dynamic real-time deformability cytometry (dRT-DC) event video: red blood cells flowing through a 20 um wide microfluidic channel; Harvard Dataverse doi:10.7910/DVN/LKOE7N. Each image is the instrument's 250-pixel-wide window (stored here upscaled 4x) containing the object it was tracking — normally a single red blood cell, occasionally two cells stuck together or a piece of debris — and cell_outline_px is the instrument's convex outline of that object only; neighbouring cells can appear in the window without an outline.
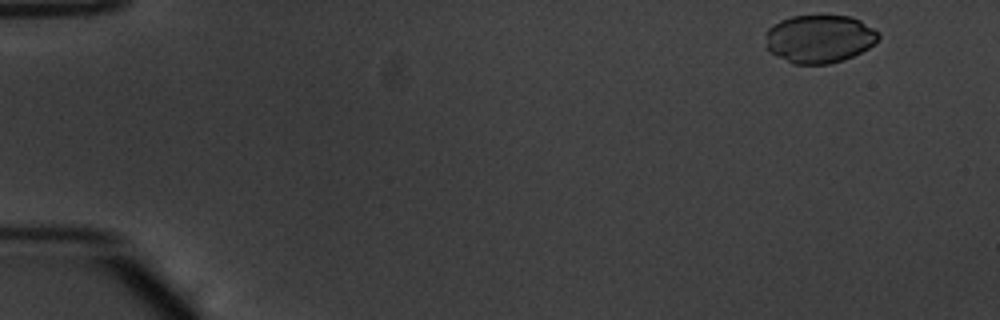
{"species": "common noctule bat (a hibernating species)", "species_latin": "Nyctalus noctula", "temperature_condition": "warm", "stored_images_in_passage": 51, "camera_frame_rate_fps": 3000, "um_per_image_px": 0.085, "animal": {"sex": "male", "body_mass_g": 20.1, "forearm_length_mm": 53.5}, "frame": {"image": 1, "passage_image": 2, "time_ms": 0.333, "image_size_px": [1000, 320], "cell_outline_px": [[880, 36], [868, 48], [844, 60], [828, 64], [792, 64], [768, 52], [764, 36], [764, 32], [772, 24], [780, 20], [792, 16], [852, 16], [860, 20], [880, 32]], "centroid_in_image_um": [69.6, 3.3], "position_along_channel_um": 15.4, "area_um2": 31.96}}